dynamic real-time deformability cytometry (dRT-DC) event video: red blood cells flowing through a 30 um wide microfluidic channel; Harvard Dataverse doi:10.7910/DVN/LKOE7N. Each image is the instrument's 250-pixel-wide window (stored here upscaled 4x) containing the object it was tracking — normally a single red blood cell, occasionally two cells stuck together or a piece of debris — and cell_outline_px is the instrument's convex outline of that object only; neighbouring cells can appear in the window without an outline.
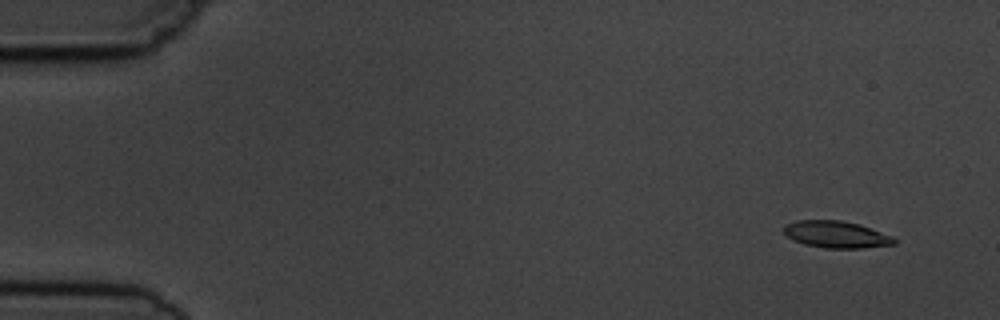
{"species": "common noctule bat (a hibernating species)", "species_latin": "Nyctalus noctula", "temperature_condition": "cold", "stored_images_in_passage": 10, "camera_frame_rate_fps": 3000, "um_per_image_px": 0.085, "animal": {"sex": "male", "body_mass_g": 19.5, "forearm_length_mm": 54.6}, "frame": {"image": 1, "passage_image": 1, "time_ms": 0.0, "image_size_px": [1000, 320], "cell_outline_px": [[896, 244], [860, 248], [824, 248], [804, 244], [792, 240], [784, 232], [784, 224], [796, 220], [840, 220], [860, 224], [892, 236], [896, 240]], "centroid_in_image_um": [71.06, 19.92], "position_along_channel_um": 13.9, "area_um2": 17.34}}
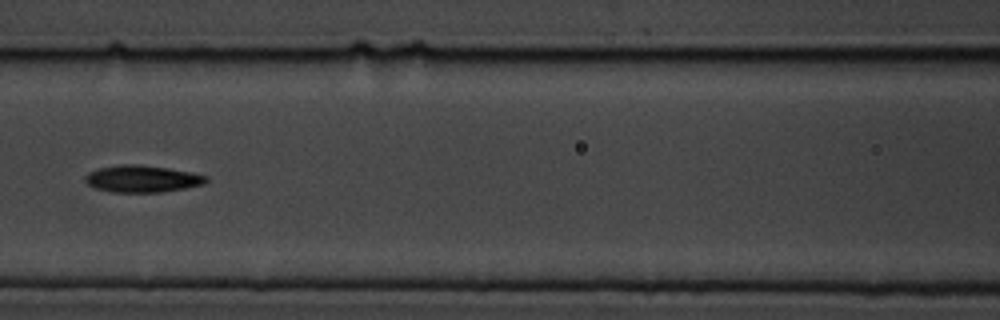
{"frame": {"image": 2, "passage_image": 7, "time_ms": 7.0, "image_size_px": [1000, 320], "cell_outline_px": [[208, 180], [204, 184], [184, 188], [160, 192], [112, 192], [96, 188], [88, 184], [84, 180], [84, 176], [88, 172], [100, 168], [120, 164], [140, 164], [168, 168], [192, 172], [208, 176]], "centroid_in_image_um": [12.09, 15.19], "position_along_channel_um": 154.5, "area_um2": 19.02}}
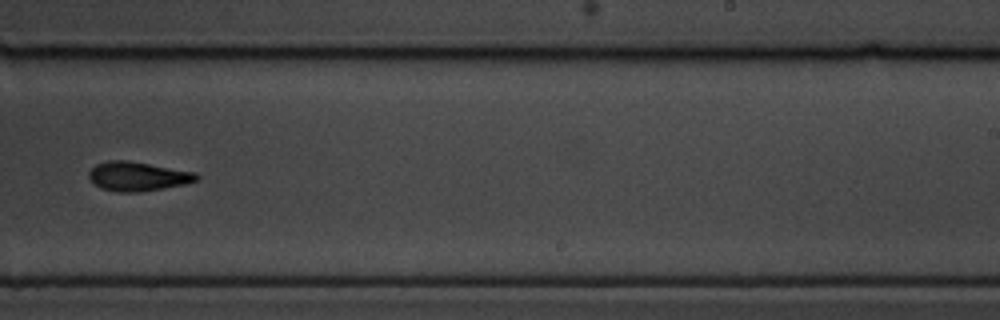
{"frame": {"image": 3, "passage_image": 10, "time_ms": 10.333, "image_size_px": [1000, 320], "cell_outline_px": [[200, 180], [184, 184], [164, 188], [140, 192], [116, 192], [100, 188], [88, 176], [88, 172], [96, 164], [108, 160], [128, 160], [196, 172], [200, 176]], "centroid_in_image_um": [11.73, 14.99], "position_along_channel_um": 277.3, "area_um2": 18.44}}